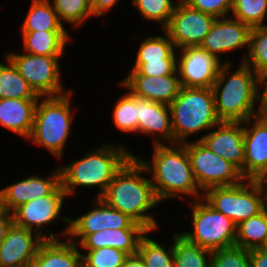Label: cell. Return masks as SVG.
<instances>
[{
    "label": "cell",
    "instance_id": "cell-41",
    "mask_svg": "<svg viewBox=\"0 0 267 267\" xmlns=\"http://www.w3.org/2000/svg\"><path fill=\"white\" fill-rule=\"evenodd\" d=\"M120 0H91L92 15L100 17L104 16L106 12L112 11Z\"/></svg>",
    "mask_w": 267,
    "mask_h": 267
},
{
    "label": "cell",
    "instance_id": "cell-3",
    "mask_svg": "<svg viewBox=\"0 0 267 267\" xmlns=\"http://www.w3.org/2000/svg\"><path fill=\"white\" fill-rule=\"evenodd\" d=\"M152 146L151 160L137 154L136 157L147 169L159 202L174 198L179 201H187V197L189 201L203 198V192L193 175L186 146L181 143Z\"/></svg>",
    "mask_w": 267,
    "mask_h": 267
},
{
    "label": "cell",
    "instance_id": "cell-34",
    "mask_svg": "<svg viewBox=\"0 0 267 267\" xmlns=\"http://www.w3.org/2000/svg\"><path fill=\"white\" fill-rule=\"evenodd\" d=\"M243 63L259 75L267 69V25L251 28Z\"/></svg>",
    "mask_w": 267,
    "mask_h": 267
},
{
    "label": "cell",
    "instance_id": "cell-42",
    "mask_svg": "<svg viewBox=\"0 0 267 267\" xmlns=\"http://www.w3.org/2000/svg\"><path fill=\"white\" fill-rule=\"evenodd\" d=\"M250 267H267V251L262 248L250 249Z\"/></svg>",
    "mask_w": 267,
    "mask_h": 267
},
{
    "label": "cell",
    "instance_id": "cell-23",
    "mask_svg": "<svg viewBox=\"0 0 267 267\" xmlns=\"http://www.w3.org/2000/svg\"><path fill=\"white\" fill-rule=\"evenodd\" d=\"M38 100L0 99V126L27 140Z\"/></svg>",
    "mask_w": 267,
    "mask_h": 267
},
{
    "label": "cell",
    "instance_id": "cell-25",
    "mask_svg": "<svg viewBox=\"0 0 267 267\" xmlns=\"http://www.w3.org/2000/svg\"><path fill=\"white\" fill-rule=\"evenodd\" d=\"M22 52L41 56H64L71 43L70 31H21Z\"/></svg>",
    "mask_w": 267,
    "mask_h": 267
},
{
    "label": "cell",
    "instance_id": "cell-9",
    "mask_svg": "<svg viewBox=\"0 0 267 267\" xmlns=\"http://www.w3.org/2000/svg\"><path fill=\"white\" fill-rule=\"evenodd\" d=\"M203 199L236 225L265 209L261 189L251 179H245L233 186L209 188L203 193Z\"/></svg>",
    "mask_w": 267,
    "mask_h": 267
},
{
    "label": "cell",
    "instance_id": "cell-15",
    "mask_svg": "<svg viewBox=\"0 0 267 267\" xmlns=\"http://www.w3.org/2000/svg\"><path fill=\"white\" fill-rule=\"evenodd\" d=\"M250 30L251 28L248 25L231 16L217 18L200 46L222 63L233 64L235 62L228 58V56L223 60L221 55L245 49L246 52L242 53L243 55L240 60V62H243L248 51Z\"/></svg>",
    "mask_w": 267,
    "mask_h": 267
},
{
    "label": "cell",
    "instance_id": "cell-11",
    "mask_svg": "<svg viewBox=\"0 0 267 267\" xmlns=\"http://www.w3.org/2000/svg\"><path fill=\"white\" fill-rule=\"evenodd\" d=\"M183 144L195 181L203 193L212 187L233 186L245 180L236 166L209 150L200 140L192 139Z\"/></svg>",
    "mask_w": 267,
    "mask_h": 267
},
{
    "label": "cell",
    "instance_id": "cell-24",
    "mask_svg": "<svg viewBox=\"0 0 267 267\" xmlns=\"http://www.w3.org/2000/svg\"><path fill=\"white\" fill-rule=\"evenodd\" d=\"M147 232L146 228L104 229L89 234L78 246L80 249L113 247L131 255L137 253L140 240Z\"/></svg>",
    "mask_w": 267,
    "mask_h": 267
},
{
    "label": "cell",
    "instance_id": "cell-32",
    "mask_svg": "<svg viewBox=\"0 0 267 267\" xmlns=\"http://www.w3.org/2000/svg\"><path fill=\"white\" fill-rule=\"evenodd\" d=\"M112 106L111 115L116 129L123 134L137 136V97L126 89Z\"/></svg>",
    "mask_w": 267,
    "mask_h": 267
},
{
    "label": "cell",
    "instance_id": "cell-36",
    "mask_svg": "<svg viewBox=\"0 0 267 267\" xmlns=\"http://www.w3.org/2000/svg\"><path fill=\"white\" fill-rule=\"evenodd\" d=\"M230 16L250 28L267 25V0H233Z\"/></svg>",
    "mask_w": 267,
    "mask_h": 267
},
{
    "label": "cell",
    "instance_id": "cell-48",
    "mask_svg": "<svg viewBox=\"0 0 267 267\" xmlns=\"http://www.w3.org/2000/svg\"><path fill=\"white\" fill-rule=\"evenodd\" d=\"M261 248L264 249L265 251H267V238H266V241Z\"/></svg>",
    "mask_w": 267,
    "mask_h": 267
},
{
    "label": "cell",
    "instance_id": "cell-18",
    "mask_svg": "<svg viewBox=\"0 0 267 267\" xmlns=\"http://www.w3.org/2000/svg\"><path fill=\"white\" fill-rule=\"evenodd\" d=\"M137 134L152 145L174 144L170 105L137 97Z\"/></svg>",
    "mask_w": 267,
    "mask_h": 267
},
{
    "label": "cell",
    "instance_id": "cell-39",
    "mask_svg": "<svg viewBox=\"0 0 267 267\" xmlns=\"http://www.w3.org/2000/svg\"><path fill=\"white\" fill-rule=\"evenodd\" d=\"M131 68H129L128 74L162 77L172 75L177 70V60H155L149 61L148 63H133Z\"/></svg>",
    "mask_w": 267,
    "mask_h": 267
},
{
    "label": "cell",
    "instance_id": "cell-31",
    "mask_svg": "<svg viewBox=\"0 0 267 267\" xmlns=\"http://www.w3.org/2000/svg\"><path fill=\"white\" fill-rule=\"evenodd\" d=\"M148 231L140 240L137 253L143 260L146 267H174L173 262V233L172 243L165 245L154 240L152 233ZM151 233V237L149 236ZM168 246V247H167ZM168 248V249H167Z\"/></svg>",
    "mask_w": 267,
    "mask_h": 267
},
{
    "label": "cell",
    "instance_id": "cell-22",
    "mask_svg": "<svg viewBox=\"0 0 267 267\" xmlns=\"http://www.w3.org/2000/svg\"><path fill=\"white\" fill-rule=\"evenodd\" d=\"M79 246L66 239L44 240L31 267H83Z\"/></svg>",
    "mask_w": 267,
    "mask_h": 267
},
{
    "label": "cell",
    "instance_id": "cell-47",
    "mask_svg": "<svg viewBox=\"0 0 267 267\" xmlns=\"http://www.w3.org/2000/svg\"><path fill=\"white\" fill-rule=\"evenodd\" d=\"M7 212L5 203H4V197L2 194V190L0 189V217H2Z\"/></svg>",
    "mask_w": 267,
    "mask_h": 267
},
{
    "label": "cell",
    "instance_id": "cell-38",
    "mask_svg": "<svg viewBox=\"0 0 267 267\" xmlns=\"http://www.w3.org/2000/svg\"><path fill=\"white\" fill-rule=\"evenodd\" d=\"M210 267H250V249L233 246L214 250Z\"/></svg>",
    "mask_w": 267,
    "mask_h": 267
},
{
    "label": "cell",
    "instance_id": "cell-30",
    "mask_svg": "<svg viewBox=\"0 0 267 267\" xmlns=\"http://www.w3.org/2000/svg\"><path fill=\"white\" fill-rule=\"evenodd\" d=\"M267 238V208L236 227L235 246L246 249L261 248Z\"/></svg>",
    "mask_w": 267,
    "mask_h": 267
},
{
    "label": "cell",
    "instance_id": "cell-1",
    "mask_svg": "<svg viewBox=\"0 0 267 267\" xmlns=\"http://www.w3.org/2000/svg\"><path fill=\"white\" fill-rule=\"evenodd\" d=\"M100 198L148 231L160 229L155 216L149 212L161 203L155 195L147 169L136 156H132L116 173Z\"/></svg>",
    "mask_w": 267,
    "mask_h": 267
},
{
    "label": "cell",
    "instance_id": "cell-28",
    "mask_svg": "<svg viewBox=\"0 0 267 267\" xmlns=\"http://www.w3.org/2000/svg\"><path fill=\"white\" fill-rule=\"evenodd\" d=\"M162 34L147 33V37L140 39L136 49L134 63H148L155 60H177V49L169 35L162 29Z\"/></svg>",
    "mask_w": 267,
    "mask_h": 267
},
{
    "label": "cell",
    "instance_id": "cell-19",
    "mask_svg": "<svg viewBox=\"0 0 267 267\" xmlns=\"http://www.w3.org/2000/svg\"><path fill=\"white\" fill-rule=\"evenodd\" d=\"M40 176L33 174L1 188L8 212L12 213L22 204L50 195L61 184L59 166H55L46 177Z\"/></svg>",
    "mask_w": 267,
    "mask_h": 267
},
{
    "label": "cell",
    "instance_id": "cell-4",
    "mask_svg": "<svg viewBox=\"0 0 267 267\" xmlns=\"http://www.w3.org/2000/svg\"><path fill=\"white\" fill-rule=\"evenodd\" d=\"M232 66L223 63L212 86L216 114L220 121L244 122L263 112L260 75L243 62Z\"/></svg>",
    "mask_w": 267,
    "mask_h": 267
},
{
    "label": "cell",
    "instance_id": "cell-43",
    "mask_svg": "<svg viewBox=\"0 0 267 267\" xmlns=\"http://www.w3.org/2000/svg\"><path fill=\"white\" fill-rule=\"evenodd\" d=\"M13 223V215L8 211L0 217V243L6 237V234Z\"/></svg>",
    "mask_w": 267,
    "mask_h": 267
},
{
    "label": "cell",
    "instance_id": "cell-26",
    "mask_svg": "<svg viewBox=\"0 0 267 267\" xmlns=\"http://www.w3.org/2000/svg\"><path fill=\"white\" fill-rule=\"evenodd\" d=\"M68 31L58 16L50 0H31L20 31Z\"/></svg>",
    "mask_w": 267,
    "mask_h": 267
},
{
    "label": "cell",
    "instance_id": "cell-5",
    "mask_svg": "<svg viewBox=\"0 0 267 267\" xmlns=\"http://www.w3.org/2000/svg\"><path fill=\"white\" fill-rule=\"evenodd\" d=\"M71 89L60 96L40 97L35 108L33 128L27 142L42 147L49 152L56 161L62 160L75 124V110L72 109L71 98L75 94ZM74 113V114H73Z\"/></svg>",
    "mask_w": 267,
    "mask_h": 267
},
{
    "label": "cell",
    "instance_id": "cell-40",
    "mask_svg": "<svg viewBox=\"0 0 267 267\" xmlns=\"http://www.w3.org/2000/svg\"><path fill=\"white\" fill-rule=\"evenodd\" d=\"M191 8L208 13L216 18L229 17L233 0H183Z\"/></svg>",
    "mask_w": 267,
    "mask_h": 267
},
{
    "label": "cell",
    "instance_id": "cell-20",
    "mask_svg": "<svg viewBox=\"0 0 267 267\" xmlns=\"http://www.w3.org/2000/svg\"><path fill=\"white\" fill-rule=\"evenodd\" d=\"M119 81L120 88L127 89L132 95L170 105L177 97L181 84L177 70L172 75L149 77L141 74H127Z\"/></svg>",
    "mask_w": 267,
    "mask_h": 267
},
{
    "label": "cell",
    "instance_id": "cell-7",
    "mask_svg": "<svg viewBox=\"0 0 267 267\" xmlns=\"http://www.w3.org/2000/svg\"><path fill=\"white\" fill-rule=\"evenodd\" d=\"M191 230L179 232L187 240L210 251L235 246L237 225L203 198L187 202Z\"/></svg>",
    "mask_w": 267,
    "mask_h": 267
},
{
    "label": "cell",
    "instance_id": "cell-37",
    "mask_svg": "<svg viewBox=\"0 0 267 267\" xmlns=\"http://www.w3.org/2000/svg\"><path fill=\"white\" fill-rule=\"evenodd\" d=\"M82 250L83 267H122L127 253L113 247Z\"/></svg>",
    "mask_w": 267,
    "mask_h": 267
},
{
    "label": "cell",
    "instance_id": "cell-6",
    "mask_svg": "<svg viewBox=\"0 0 267 267\" xmlns=\"http://www.w3.org/2000/svg\"><path fill=\"white\" fill-rule=\"evenodd\" d=\"M174 144L200 140L215 125L220 123L215 109L212 88L181 86L177 97L170 104ZM202 134V135H201Z\"/></svg>",
    "mask_w": 267,
    "mask_h": 267
},
{
    "label": "cell",
    "instance_id": "cell-44",
    "mask_svg": "<svg viewBox=\"0 0 267 267\" xmlns=\"http://www.w3.org/2000/svg\"><path fill=\"white\" fill-rule=\"evenodd\" d=\"M255 182L259 185L263 200L265 204V208H267V170L261 173L256 179Z\"/></svg>",
    "mask_w": 267,
    "mask_h": 267
},
{
    "label": "cell",
    "instance_id": "cell-29",
    "mask_svg": "<svg viewBox=\"0 0 267 267\" xmlns=\"http://www.w3.org/2000/svg\"><path fill=\"white\" fill-rule=\"evenodd\" d=\"M174 267H210L211 252L173 232Z\"/></svg>",
    "mask_w": 267,
    "mask_h": 267
},
{
    "label": "cell",
    "instance_id": "cell-21",
    "mask_svg": "<svg viewBox=\"0 0 267 267\" xmlns=\"http://www.w3.org/2000/svg\"><path fill=\"white\" fill-rule=\"evenodd\" d=\"M43 241L34 231L13 223L0 243V267H31Z\"/></svg>",
    "mask_w": 267,
    "mask_h": 267
},
{
    "label": "cell",
    "instance_id": "cell-35",
    "mask_svg": "<svg viewBox=\"0 0 267 267\" xmlns=\"http://www.w3.org/2000/svg\"><path fill=\"white\" fill-rule=\"evenodd\" d=\"M178 0H131V4L139 12L142 19L164 29L170 21Z\"/></svg>",
    "mask_w": 267,
    "mask_h": 267
},
{
    "label": "cell",
    "instance_id": "cell-16",
    "mask_svg": "<svg viewBox=\"0 0 267 267\" xmlns=\"http://www.w3.org/2000/svg\"><path fill=\"white\" fill-rule=\"evenodd\" d=\"M203 135L200 141L236 166L244 177V123L221 121Z\"/></svg>",
    "mask_w": 267,
    "mask_h": 267
},
{
    "label": "cell",
    "instance_id": "cell-27",
    "mask_svg": "<svg viewBox=\"0 0 267 267\" xmlns=\"http://www.w3.org/2000/svg\"><path fill=\"white\" fill-rule=\"evenodd\" d=\"M0 61V99L39 100L27 81L21 76L13 63L4 56Z\"/></svg>",
    "mask_w": 267,
    "mask_h": 267
},
{
    "label": "cell",
    "instance_id": "cell-14",
    "mask_svg": "<svg viewBox=\"0 0 267 267\" xmlns=\"http://www.w3.org/2000/svg\"><path fill=\"white\" fill-rule=\"evenodd\" d=\"M222 64L201 46L177 49V72L183 87L212 88Z\"/></svg>",
    "mask_w": 267,
    "mask_h": 267
},
{
    "label": "cell",
    "instance_id": "cell-10",
    "mask_svg": "<svg viewBox=\"0 0 267 267\" xmlns=\"http://www.w3.org/2000/svg\"><path fill=\"white\" fill-rule=\"evenodd\" d=\"M7 51L5 56L38 96H60L71 90V88L66 89L61 81L60 59H63V56H41Z\"/></svg>",
    "mask_w": 267,
    "mask_h": 267
},
{
    "label": "cell",
    "instance_id": "cell-33",
    "mask_svg": "<svg viewBox=\"0 0 267 267\" xmlns=\"http://www.w3.org/2000/svg\"><path fill=\"white\" fill-rule=\"evenodd\" d=\"M60 22L74 29L83 27L92 15L91 0H50Z\"/></svg>",
    "mask_w": 267,
    "mask_h": 267
},
{
    "label": "cell",
    "instance_id": "cell-2",
    "mask_svg": "<svg viewBox=\"0 0 267 267\" xmlns=\"http://www.w3.org/2000/svg\"><path fill=\"white\" fill-rule=\"evenodd\" d=\"M121 143L104 142L96 148H89L83 157L71 163H59L61 185L68 199L75 195L79 188L94 190L99 188L94 198H100L114 179L116 173L132 157L136 156Z\"/></svg>",
    "mask_w": 267,
    "mask_h": 267
},
{
    "label": "cell",
    "instance_id": "cell-12",
    "mask_svg": "<svg viewBox=\"0 0 267 267\" xmlns=\"http://www.w3.org/2000/svg\"><path fill=\"white\" fill-rule=\"evenodd\" d=\"M92 209L79 217L69 216L67 238L79 245L89 234L104 229L145 228L134 222L125 213L113 209L101 198H92Z\"/></svg>",
    "mask_w": 267,
    "mask_h": 267
},
{
    "label": "cell",
    "instance_id": "cell-17",
    "mask_svg": "<svg viewBox=\"0 0 267 267\" xmlns=\"http://www.w3.org/2000/svg\"><path fill=\"white\" fill-rule=\"evenodd\" d=\"M244 123V178L255 180L267 170V115L262 112Z\"/></svg>",
    "mask_w": 267,
    "mask_h": 267
},
{
    "label": "cell",
    "instance_id": "cell-13",
    "mask_svg": "<svg viewBox=\"0 0 267 267\" xmlns=\"http://www.w3.org/2000/svg\"><path fill=\"white\" fill-rule=\"evenodd\" d=\"M217 18L191 8L178 0L169 24L163 29L173 41L176 49L200 46Z\"/></svg>",
    "mask_w": 267,
    "mask_h": 267
},
{
    "label": "cell",
    "instance_id": "cell-8",
    "mask_svg": "<svg viewBox=\"0 0 267 267\" xmlns=\"http://www.w3.org/2000/svg\"><path fill=\"white\" fill-rule=\"evenodd\" d=\"M67 198L60 184L50 195L34 199L16 208L12 212L13 222L19 227L34 231L43 240L66 239L70 217L62 216V210ZM57 219L63 221L66 226L59 233H52L50 226H53ZM47 227H50V230L46 229Z\"/></svg>",
    "mask_w": 267,
    "mask_h": 267
},
{
    "label": "cell",
    "instance_id": "cell-45",
    "mask_svg": "<svg viewBox=\"0 0 267 267\" xmlns=\"http://www.w3.org/2000/svg\"><path fill=\"white\" fill-rule=\"evenodd\" d=\"M122 267H146L138 253L128 255Z\"/></svg>",
    "mask_w": 267,
    "mask_h": 267
},
{
    "label": "cell",
    "instance_id": "cell-49",
    "mask_svg": "<svg viewBox=\"0 0 267 267\" xmlns=\"http://www.w3.org/2000/svg\"><path fill=\"white\" fill-rule=\"evenodd\" d=\"M263 112L267 115V104L263 106Z\"/></svg>",
    "mask_w": 267,
    "mask_h": 267
},
{
    "label": "cell",
    "instance_id": "cell-46",
    "mask_svg": "<svg viewBox=\"0 0 267 267\" xmlns=\"http://www.w3.org/2000/svg\"><path fill=\"white\" fill-rule=\"evenodd\" d=\"M260 92L263 104H267V69L260 74Z\"/></svg>",
    "mask_w": 267,
    "mask_h": 267
}]
</instances>
